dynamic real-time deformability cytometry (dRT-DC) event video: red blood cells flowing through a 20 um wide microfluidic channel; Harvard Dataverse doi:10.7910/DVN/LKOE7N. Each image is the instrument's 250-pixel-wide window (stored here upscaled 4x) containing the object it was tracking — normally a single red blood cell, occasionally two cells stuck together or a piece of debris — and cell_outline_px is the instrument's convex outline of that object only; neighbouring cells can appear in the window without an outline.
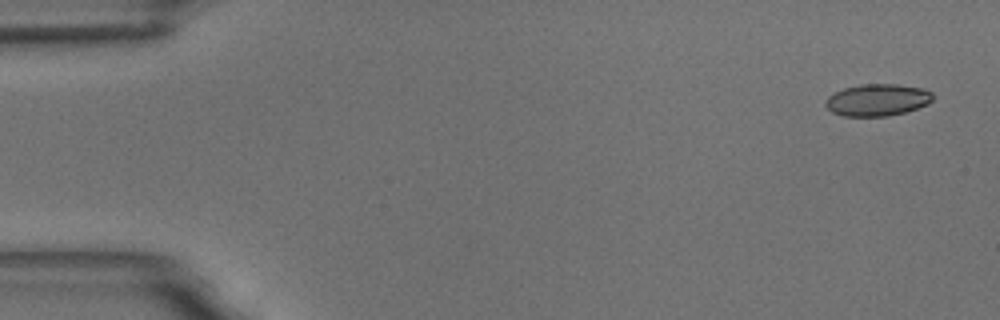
{"species": "common noctule bat (a hibernating species)", "species_latin": "Nyctalus noctula", "temperature_condition": "room temperature", "stored_images_in_passage": 5, "camera_frame_rate_fps": 3000, "um_per_image_px": 0.085, "animal": {"sex": "male", "body_mass_g": 18.8}, "frame": {"image": 1, "passage_image": 1, "time_ms": 0.0, "image_size_px": [1000, 320], "cell_outline_px": [[932, 100], [928, 104], [904, 112], [888, 116], [844, 116], [832, 112], [824, 104], [824, 100], [828, 96], [844, 88], [860, 84], [896, 84], [924, 88], [932, 92]], "centroid_in_image_um": [74.57, 8.49], "position_along_channel_um": 10.4, "area_um2": 20.0}}
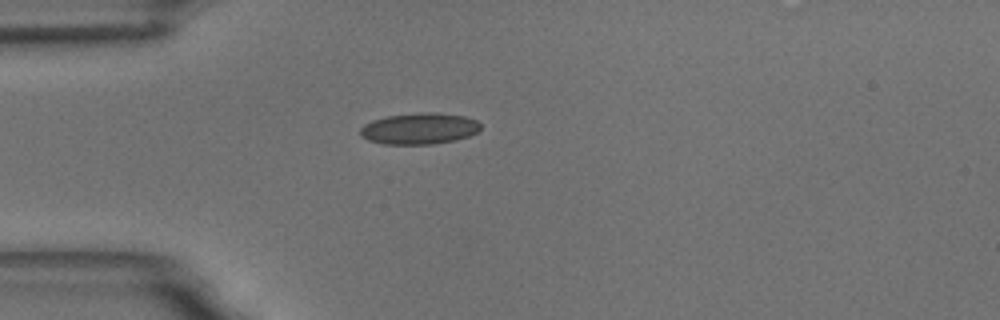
{"frame": {"image": 2, "passage_image": 5, "time_ms": 4.333, "image_size_px": [1000, 320], "cell_outline_px": [[480, 128], [476, 132], [468, 136], [456, 140], [432, 144], [384, 144], [368, 140], [360, 136], [360, 128], [364, 124], [372, 120], [388, 116], [424, 112], [432, 112], [464, 116], [476, 120], [480, 124]], "centroid_in_image_um": [35.62, 10.93], "position_along_channel_um": 49.4, "area_um2": 21.85}}